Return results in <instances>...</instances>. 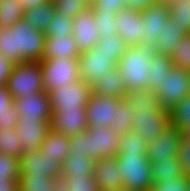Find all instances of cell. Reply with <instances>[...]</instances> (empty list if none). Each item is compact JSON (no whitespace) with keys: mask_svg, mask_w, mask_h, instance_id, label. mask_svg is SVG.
Returning a JSON list of instances; mask_svg holds the SVG:
<instances>
[{"mask_svg":"<svg viewBox=\"0 0 190 191\" xmlns=\"http://www.w3.org/2000/svg\"><path fill=\"white\" fill-rule=\"evenodd\" d=\"M147 148L148 144L133 129L128 130L123 136H120L119 155L146 154Z\"/></svg>","mask_w":190,"mask_h":191,"instance_id":"33","label":"cell"},{"mask_svg":"<svg viewBox=\"0 0 190 191\" xmlns=\"http://www.w3.org/2000/svg\"><path fill=\"white\" fill-rule=\"evenodd\" d=\"M122 176L123 188L133 191L153 190L151 163L146 154H128L115 157Z\"/></svg>","mask_w":190,"mask_h":191,"instance_id":"5","label":"cell"},{"mask_svg":"<svg viewBox=\"0 0 190 191\" xmlns=\"http://www.w3.org/2000/svg\"><path fill=\"white\" fill-rule=\"evenodd\" d=\"M58 186V180H52L47 176L20 174L18 178V191H54Z\"/></svg>","mask_w":190,"mask_h":191,"instance_id":"31","label":"cell"},{"mask_svg":"<svg viewBox=\"0 0 190 191\" xmlns=\"http://www.w3.org/2000/svg\"><path fill=\"white\" fill-rule=\"evenodd\" d=\"M184 138L187 141H190V127H188L186 130H184Z\"/></svg>","mask_w":190,"mask_h":191,"instance_id":"51","label":"cell"},{"mask_svg":"<svg viewBox=\"0 0 190 191\" xmlns=\"http://www.w3.org/2000/svg\"><path fill=\"white\" fill-rule=\"evenodd\" d=\"M159 105L168 112L190 95V71L178 66L171 68L155 90Z\"/></svg>","mask_w":190,"mask_h":191,"instance_id":"8","label":"cell"},{"mask_svg":"<svg viewBox=\"0 0 190 191\" xmlns=\"http://www.w3.org/2000/svg\"><path fill=\"white\" fill-rule=\"evenodd\" d=\"M116 191H133V190H130V189H127V188H120L119 190H116Z\"/></svg>","mask_w":190,"mask_h":191,"instance_id":"53","label":"cell"},{"mask_svg":"<svg viewBox=\"0 0 190 191\" xmlns=\"http://www.w3.org/2000/svg\"><path fill=\"white\" fill-rule=\"evenodd\" d=\"M178 157L181 161L182 171L186 177L190 178V141H187L185 138Z\"/></svg>","mask_w":190,"mask_h":191,"instance_id":"46","label":"cell"},{"mask_svg":"<svg viewBox=\"0 0 190 191\" xmlns=\"http://www.w3.org/2000/svg\"><path fill=\"white\" fill-rule=\"evenodd\" d=\"M95 23L99 30V39H105L112 33H117V23L115 22L116 15L109 14H94Z\"/></svg>","mask_w":190,"mask_h":191,"instance_id":"44","label":"cell"},{"mask_svg":"<svg viewBox=\"0 0 190 191\" xmlns=\"http://www.w3.org/2000/svg\"><path fill=\"white\" fill-rule=\"evenodd\" d=\"M56 6V14L65 15L74 19L84 10L90 7L91 0H53Z\"/></svg>","mask_w":190,"mask_h":191,"instance_id":"39","label":"cell"},{"mask_svg":"<svg viewBox=\"0 0 190 191\" xmlns=\"http://www.w3.org/2000/svg\"><path fill=\"white\" fill-rule=\"evenodd\" d=\"M14 102L19 119H51L52 117L49 93L45 91L20 97Z\"/></svg>","mask_w":190,"mask_h":191,"instance_id":"19","label":"cell"},{"mask_svg":"<svg viewBox=\"0 0 190 191\" xmlns=\"http://www.w3.org/2000/svg\"><path fill=\"white\" fill-rule=\"evenodd\" d=\"M54 191H61V189L58 186Z\"/></svg>","mask_w":190,"mask_h":191,"instance_id":"55","label":"cell"},{"mask_svg":"<svg viewBox=\"0 0 190 191\" xmlns=\"http://www.w3.org/2000/svg\"><path fill=\"white\" fill-rule=\"evenodd\" d=\"M50 129L75 137L88 129L86 110H55L52 113Z\"/></svg>","mask_w":190,"mask_h":191,"instance_id":"17","label":"cell"},{"mask_svg":"<svg viewBox=\"0 0 190 191\" xmlns=\"http://www.w3.org/2000/svg\"><path fill=\"white\" fill-rule=\"evenodd\" d=\"M159 2L165 3V4H170L174 0H158Z\"/></svg>","mask_w":190,"mask_h":191,"instance_id":"52","label":"cell"},{"mask_svg":"<svg viewBox=\"0 0 190 191\" xmlns=\"http://www.w3.org/2000/svg\"><path fill=\"white\" fill-rule=\"evenodd\" d=\"M189 178L179 177L169 180H162L153 186V191H188Z\"/></svg>","mask_w":190,"mask_h":191,"instance_id":"45","label":"cell"},{"mask_svg":"<svg viewBox=\"0 0 190 191\" xmlns=\"http://www.w3.org/2000/svg\"><path fill=\"white\" fill-rule=\"evenodd\" d=\"M80 79L90 86L96 82L100 76L107 74L118 62L113 54H106L99 51V47L94 46L90 50L83 52L79 56Z\"/></svg>","mask_w":190,"mask_h":191,"instance_id":"11","label":"cell"},{"mask_svg":"<svg viewBox=\"0 0 190 191\" xmlns=\"http://www.w3.org/2000/svg\"><path fill=\"white\" fill-rule=\"evenodd\" d=\"M170 17L185 36L190 34V0H174L170 4Z\"/></svg>","mask_w":190,"mask_h":191,"instance_id":"35","label":"cell"},{"mask_svg":"<svg viewBox=\"0 0 190 191\" xmlns=\"http://www.w3.org/2000/svg\"><path fill=\"white\" fill-rule=\"evenodd\" d=\"M45 44V33L23 19L10 28H0V55L13 64L41 62Z\"/></svg>","mask_w":190,"mask_h":191,"instance_id":"1","label":"cell"},{"mask_svg":"<svg viewBox=\"0 0 190 191\" xmlns=\"http://www.w3.org/2000/svg\"><path fill=\"white\" fill-rule=\"evenodd\" d=\"M151 163L153 186L159 184L162 180L186 177L181 168L179 157L173 159L157 160Z\"/></svg>","mask_w":190,"mask_h":191,"instance_id":"26","label":"cell"},{"mask_svg":"<svg viewBox=\"0 0 190 191\" xmlns=\"http://www.w3.org/2000/svg\"><path fill=\"white\" fill-rule=\"evenodd\" d=\"M39 150L43 155L55 157L63 163L70 152V137L50 129Z\"/></svg>","mask_w":190,"mask_h":191,"instance_id":"23","label":"cell"},{"mask_svg":"<svg viewBox=\"0 0 190 191\" xmlns=\"http://www.w3.org/2000/svg\"><path fill=\"white\" fill-rule=\"evenodd\" d=\"M51 119H18L15 127L20 136L23 153L37 151L50 130Z\"/></svg>","mask_w":190,"mask_h":191,"instance_id":"15","label":"cell"},{"mask_svg":"<svg viewBox=\"0 0 190 191\" xmlns=\"http://www.w3.org/2000/svg\"><path fill=\"white\" fill-rule=\"evenodd\" d=\"M99 51L106 54H113L114 59L119 63L129 46L118 36L117 33L110 34L105 39H99L96 43Z\"/></svg>","mask_w":190,"mask_h":191,"instance_id":"37","label":"cell"},{"mask_svg":"<svg viewBox=\"0 0 190 191\" xmlns=\"http://www.w3.org/2000/svg\"><path fill=\"white\" fill-rule=\"evenodd\" d=\"M55 14V2L51 0L36 8L25 10L23 20L45 33Z\"/></svg>","mask_w":190,"mask_h":191,"instance_id":"24","label":"cell"},{"mask_svg":"<svg viewBox=\"0 0 190 191\" xmlns=\"http://www.w3.org/2000/svg\"><path fill=\"white\" fill-rule=\"evenodd\" d=\"M188 191H190V178H189V184H188Z\"/></svg>","mask_w":190,"mask_h":191,"instance_id":"54","label":"cell"},{"mask_svg":"<svg viewBox=\"0 0 190 191\" xmlns=\"http://www.w3.org/2000/svg\"><path fill=\"white\" fill-rule=\"evenodd\" d=\"M6 87L14 100L43 92L44 85L41 63L25 61L14 64Z\"/></svg>","mask_w":190,"mask_h":191,"instance_id":"6","label":"cell"},{"mask_svg":"<svg viewBox=\"0 0 190 191\" xmlns=\"http://www.w3.org/2000/svg\"><path fill=\"white\" fill-rule=\"evenodd\" d=\"M155 51L143 46L129 47L117 68L129 92L149 90V67Z\"/></svg>","mask_w":190,"mask_h":191,"instance_id":"4","label":"cell"},{"mask_svg":"<svg viewBox=\"0 0 190 191\" xmlns=\"http://www.w3.org/2000/svg\"><path fill=\"white\" fill-rule=\"evenodd\" d=\"M134 113L130 109V104L126 99H121L117 105L116 116L113 120L112 129L123 136L128 130L132 129V116Z\"/></svg>","mask_w":190,"mask_h":191,"instance_id":"36","label":"cell"},{"mask_svg":"<svg viewBox=\"0 0 190 191\" xmlns=\"http://www.w3.org/2000/svg\"><path fill=\"white\" fill-rule=\"evenodd\" d=\"M173 67L172 58L167 55L158 54L156 52L152 55L151 65L149 67V90H155L159 85H161L162 80L166 74L170 73Z\"/></svg>","mask_w":190,"mask_h":191,"instance_id":"28","label":"cell"},{"mask_svg":"<svg viewBox=\"0 0 190 191\" xmlns=\"http://www.w3.org/2000/svg\"><path fill=\"white\" fill-rule=\"evenodd\" d=\"M120 136L105 127L88 128L83 133L70 137L69 155H87L98 159L117 157L119 155Z\"/></svg>","mask_w":190,"mask_h":191,"instance_id":"3","label":"cell"},{"mask_svg":"<svg viewBox=\"0 0 190 191\" xmlns=\"http://www.w3.org/2000/svg\"><path fill=\"white\" fill-rule=\"evenodd\" d=\"M92 95L91 86L82 79L49 92L52 113L55 110H86Z\"/></svg>","mask_w":190,"mask_h":191,"instance_id":"9","label":"cell"},{"mask_svg":"<svg viewBox=\"0 0 190 191\" xmlns=\"http://www.w3.org/2000/svg\"><path fill=\"white\" fill-rule=\"evenodd\" d=\"M44 91L49 93L53 90L64 88L80 79L79 58L61 60L58 58L42 60Z\"/></svg>","mask_w":190,"mask_h":191,"instance_id":"7","label":"cell"},{"mask_svg":"<svg viewBox=\"0 0 190 191\" xmlns=\"http://www.w3.org/2000/svg\"><path fill=\"white\" fill-rule=\"evenodd\" d=\"M0 153L17 158L21 157L23 153L22 142L15 128L0 129Z\"/></svg>","mask_w":190,"mask_h":191,"instance_id":"34","label":"cell"},{"mask_svg":"<svg viewBox=\"0 0 190 191\" xmlns=\"http://www.w3.org/2000/svg\"><path fill=\"white\" fill-rule=\"evenodd\" d=\"M90 7L94 14L117 15L127 4L126 0H91Z\"/></svg>","mask_w":190,"mask_h":191,"instance_id":"42","label":"cell"},{"mask_svg":"<svg viewBox=\"0 0 190 191\" xmlns=\"http://www.w3.org/2000/svg\"><path fill=\"white\" fill-rule=\"evenodd\" d=\"M158 2V0H126L128 9L141 12Z\"/></svg>","mask_w":190,"mask_h":191,"instance_id":"48","label":"cell"},{"mask_svg":"<svg viewBox=\"0 0 190 191\" xmlns=\"http://www.w3.org/2000/svg\"><path fill=\"white\" fill-rule=\"evenodd\" d=\"M20 1L23 3V9L25 11L31 8H36L37 6H40L42 4H46L51 0H20Z\"/></svg>","mask_w":190,"mask_h":191,"instance_id":"50","label":"cell"},{"mask_svg":"<svg viewBox=\"0 0 190 191\" xmlns=\"http://www.w3.org/2000/svg\"><path fill=\"white\" fill-rule=\"evenodd\" d=\"M19 116L15 109V102L7 87L0 86V129L15 128Z\"/></svg>","mask_w":190,"mask_h":191,"instance_id":"29","label":"cell"},{"mask_svg":"<svg viewBox=\"0 0 190 191\" xmlns=\"http://www.w3.org/2000/svg\"><path fill=\"white\" fill-rule=\"evenodd\" d=\"M99 30L95 23V15L89 7L74 18L72 35L81 53L96 46Z\"/></svg>","mask_w":190,"mask_h":191,"instance_id":"18","label":"cell"},{"mask_svg":"<svg viewBox=\"0 0 190 191\" xmlns=\"http://www.w3.org/2000/svg\"><path fill=\"white\" fill-rule=\"evenodd\" d=\"M117 34L129 46H140L145 37L141 11L125 8L116 15Z\"/></svg>","mask_w":190,"mask_h":191,"instance_id":"16","label":"cell"},{"mask_svg":"<svg viewBox=\"0 0 190 191\" xmlns=\"http://www.w3.org/2000/svg\"><path fill=\"white\" fill-rule=\"evenodd\" d=\"M23 3L20 0H1L0 28H10L24 17Z\"/></svg>","mask_w":190,"mask_h":191,"instance_id":"30","label":"cell"},{"mask_svg":"<svg viewBox=\"0 0 190 191\" xmlns=\"http://www.w3.org/2000/svg\"><path fill=\"white\" fill-rule=\"evenodd\" d=\"M185 35L180 32V27L170 17L166 23V27L163 28L157 39V45L154 51L158 54L170 56L178 44Z\"/></svg>","mask_w":190,"mask_h":191,"instance_id":"25","label":"cell"},{"mask_svg":"<svg viewBox=\"0 0 190 191\" xmlns=\"http://www.w3.org/2000/svg\"><path fill=\"white\" fill-rule=\"evenodd\" d=\"M170 57L174 66L190 71V34L178 42Z\"/></svg>","mask_w":190,"mask_h":191,"instance_id":"40","label":"cell"},{"mask_svg":"<svg viewBox=\"0 0 190 191\" xmlns=\"http://www.w3.org/2000/svg\"><path fill=\"white\" fill-rule=\"evenodd\" d=\"M120 99L92 93L86 105L88 128H111Z\"/></svg>","mask_w":190,"mask_h":191,"instance_id":"14","label":"cell"},{"mask_svg":"<svg viewBox=\"0 0 190 191\" xmlns=\"http://www.w3.org/2000/svg\"><path fill=\"white\" fill-rule=\"evenodd\" d=\"M184 142V131L173 124L164 131L154 142L148 144L146 157L150 162L173 159L178 157Z\"/></svg>","mask_w":190,"mask_h":191,"instance_id":"12","label":"cell"},{"mask_svg":"<svg viewBox=\"0 0 190 191\" xmlns=\"http://www.w3.org/2000/svg\"><path fill=\"white\" fill-rule=\"evenodd\" d=\"M141 15L145 28L143 31L145 37L141 46L154 50L159 34L170 19V5L162 2L155 3L147 10L142 11Z\"/></svg>","mask_w":190,"mask_h":191,"instance_id":"13","label":"cell"},{"mask_svg":"<svg viewBox=\"0 0 190 191\" xmlns=\"http://www.w3.org/2000/svg\"><path fill=\"white\" fill-rule=\"evenodd\" d=\"M118 162L114 157L98 159L94 167V177L101 191H116L123 188Z\"/></svg>","mask_w":190,"mask_h":191,"instance_id":"20","label":"cell"},{"mask_svg":"<svg viewBox=\"0 0 190 191\" xmlns=\"http://www.w3.org/2000/svg\"><path fill=\"white\" fill-rule=\"evenodd\" d=\"M171 124L182 131L190 127V95L169 111Z\"/></svg>","mask_w":190,"mask_h":191,"instance_id":"38","label":"cell"},{"mask_svg":"<svg viewBox=\"0 0 190 191\" xmlns=\"http://www.w3.org/2000/svg\"><path fill=\"white\" fill-rule=\"evenodd\" d=\"M103 77L91 85L92 93L101 95L103 97H113L117 99H125L129 93L126 84L122 80L117 66L106 72Z\"/></svg>","mask_w":190,"mask_h":191,"instance_id":"22","label":"cell"},{"mask_svg":"<svg viewBox=\"0 0 190 191\" xmlns=\"http://www.w3.org/2000/svg\"><path fill=\"white\" fill-rule=\"evenodd\" d=\"M81 52L73 35L47 36L43 60L79 58Z\"/></svg>","mask_w":190,"mask_h":191,"instance_id":"21","label":"cell"},{"mask_svg":"<svg viewBox=\"0 0 190 191\" xmlns=\"http://www.w3.org/2000/svg\"><path fill=\"white\" fill-rule=\"evenodd\" d=\"M73 23L74 19L65 15L55 14L45 32V36L71 35L73 32Z\"/></svg>","mask_w":190,"mask_h":191,"instance_id":"41","label":"cell"},{"mask_svg":"<svg viewBox=\"0 0 190 191\" xmlns=\"http://www.w3.org/2000/svg\"><path fill=\"white\" fill-rule=\"evenodd\" d=\"M19 173L29 176H47L52 180L62 178V162L47 155L40 150L22 153L19 158Z\"/></svg>","mask_w":190,"mask_h":191,"instance_id":"10","label":"cell"},{"mask_svg":"<svg viewBox=\"0 0 190 191\" xmlns=\"http://www.w3.org/2000/svg\"><path fill=\"white\" fill-rule=\"evenodd\" d=\"M14 67V64L0 55V86L5 87L7 85L8 78Z\"/></svg>","mask_w":190,"mask_h":191,"instance_id":"47","label":"cell"},{"mask_svg":"<svg viewBox=\"0 0 190 191\" xmlns=\"http://www.w3.org/2000/svg\"><path fill=\"white\" fill-rule=\"evenodd\" d=\"M61 191H101L94 175L92 176H62L59 179Z\"/></svg>","mask_w":190,"mask_h":191,"instance_id":"32","label":"cell"},{"mask_svg":"<svg viewBox=\"0 0 190 191\" xmlns=\"http://www.w3.org/2000/svg\"><path fill=\"white\" fill-rule=\"evenodd\" d=\"M95 163L87 155H68L62 163V176H92Z\"/></svg>","mask_w":190,"mask_h":191,"instance_id":"27","label":"cell"},{"mask_svg":"<svg viewBox=\"0 0 190 191\" xmlns=\"http://www.w3.org/2000/svg\"><path fill=\"white\" fill-rule=\"evenodd\" d=\"M19 175V158L0 153V180H18Z\"/></svg>","mask_w":190,"mask_h":191,"instance_id":"43","label":"cell"},{"mask_svg":"<svg viewBox=\"0 0 190 191\" xmlns=\"http://www.w3.org/2000/svg\"><path fill=\"white\" fill-rule=\"evenodd\" d=\"M0 191H18V180H0Z\"/></svg>","mask_w":190,"mask_h":191,"instance_id":"49","label":"cell"},{"mask_svg":"<svg viewBox=\"0 0 190 191\" xmlns=\"http://www.w3.org/2000/svg\"><path fill=\"white\" fill-rule=\"evenodd\" d=\"M125 99L134 113L132 129L147 144L154 142L170 126V113L159 105L155 91L129 92Z\"/></svg>","mask_w":190,"mask_h":191,"instance_id":"2","label":"cell"}]
</instances>
